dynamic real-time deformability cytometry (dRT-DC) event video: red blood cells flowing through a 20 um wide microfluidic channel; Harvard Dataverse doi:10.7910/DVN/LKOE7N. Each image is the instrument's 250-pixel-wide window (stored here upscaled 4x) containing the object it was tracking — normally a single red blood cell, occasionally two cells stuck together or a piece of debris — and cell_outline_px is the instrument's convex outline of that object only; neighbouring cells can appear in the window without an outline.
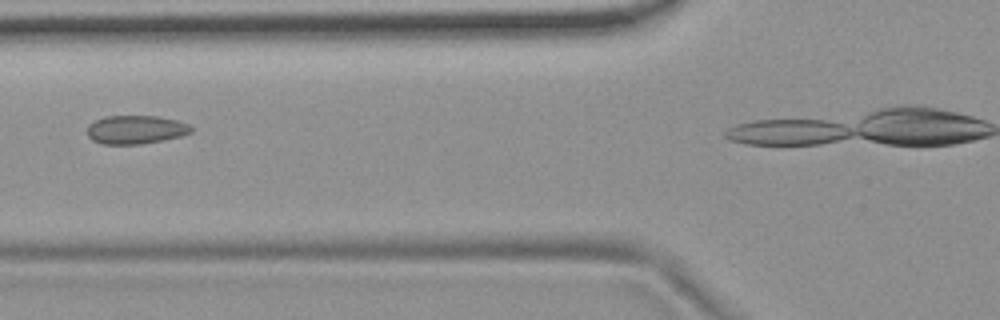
{"species": "common noctule bat (a hibernating species)", "species_latin": "Nyctalus noctula", "temperature_condition": "room temperature", "stored_images_in_passage": 5, "camera_frame_rate_fps": 3000, "um_per_image_px": 0.085, "animal": {"sex": "female", "body_mass_g": 19.9}, "frame": {"image": 1, "passage_image": 4, "time_ms": 3.333, "image_size_px": [1000, 320], "cell_outline_px": [[192, 132], [180, 136], [164, 140], [140, 144], [104, 144], [92, 140], [88, 136], [88, 124], [104, 116], [160, 116], [176, 120], [188, 124], [192, 128]], "centroid_in_image_um": [11.53, 11.01], "position_along_channel_um": 114.3, "area_um2": 17.28}}